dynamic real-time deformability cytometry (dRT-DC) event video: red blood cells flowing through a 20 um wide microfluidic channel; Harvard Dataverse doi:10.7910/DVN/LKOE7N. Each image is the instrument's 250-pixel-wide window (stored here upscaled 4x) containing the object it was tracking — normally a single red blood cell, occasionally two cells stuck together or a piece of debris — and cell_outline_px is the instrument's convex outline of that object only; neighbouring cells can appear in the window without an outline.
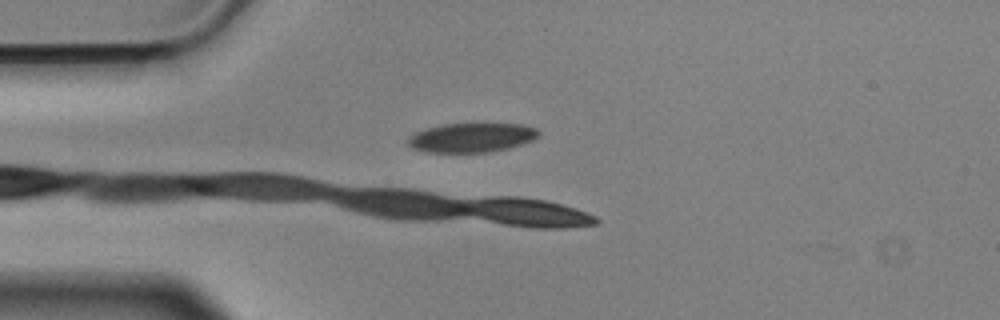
{"species": "Egyptian fruit bat (a non-hibernating species)", "species_latin": "Rousettus aegyptiacus", "temperature_condition": "cold", "stored_images_in_passage": 11, "camera_frame_rate_fps": 3000, "um_per_image_px": 0.085, "animal": {"sex": "male"}, "frame": {"image": 1, "passage_image": 11, "time_ms": 3.333, "image_size_px": [1000, 320], "cell_outline_px": [[540, 136], [532, 140], [508, 148], [488, 152], [428, 152], [412, 148], [408, 144], [408, 136], [424, 128], [440, 124], [472, 120], [488, 120], [524, 124], [536, 128], [540, 132]], "centroid_in_image_um": [40.12, 11.61], "position_along_channel_um": 44.9, "area_um2": 23.76}}